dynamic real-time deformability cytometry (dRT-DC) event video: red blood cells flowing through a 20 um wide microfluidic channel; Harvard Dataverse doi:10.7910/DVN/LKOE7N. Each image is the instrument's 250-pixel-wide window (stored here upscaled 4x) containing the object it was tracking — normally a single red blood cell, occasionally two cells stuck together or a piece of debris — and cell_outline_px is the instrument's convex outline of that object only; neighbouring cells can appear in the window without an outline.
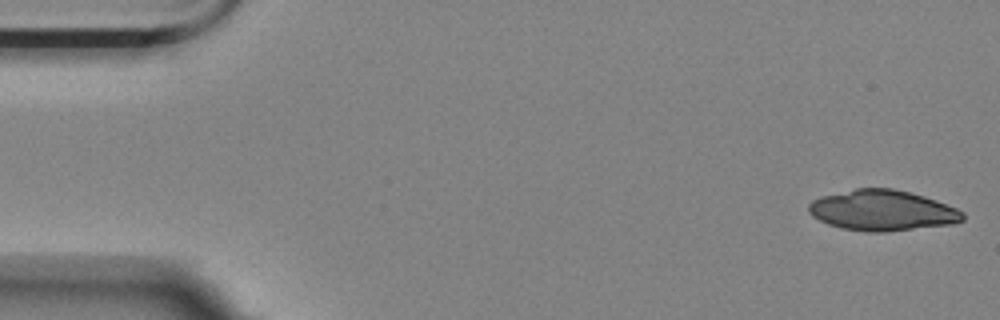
{"species": "Egyptian fruit bat (a non-hibernating species)", "species_latin": "Rousettus aegyptiacus", "temperature_condition": "room temperature", "stored_images_in_passage": 15, "camera_frame_rate_fps": 3000, "um_per_image_px": 0.085, "animal": {"sex": "female"}, "frame": {"image": 1, "passage_image": 1, "time_ms": 0.0, "image_size_px": [1000, 320], "cell_outline_px": [[964, 220], [952, 224], [884, 232], [864, 232], [840, 228], [828, 224], [812, 216], [808, 212], [808, 204], [812, 200], [820, 196], [856, 188], [892, 188], [924, 196], [936, 200], [956, 208], [964, 212]], "centroid_in_image_um": [74.97, 17.89], "position_along_channel_um": 10.0, "area_um2": 36.59}}